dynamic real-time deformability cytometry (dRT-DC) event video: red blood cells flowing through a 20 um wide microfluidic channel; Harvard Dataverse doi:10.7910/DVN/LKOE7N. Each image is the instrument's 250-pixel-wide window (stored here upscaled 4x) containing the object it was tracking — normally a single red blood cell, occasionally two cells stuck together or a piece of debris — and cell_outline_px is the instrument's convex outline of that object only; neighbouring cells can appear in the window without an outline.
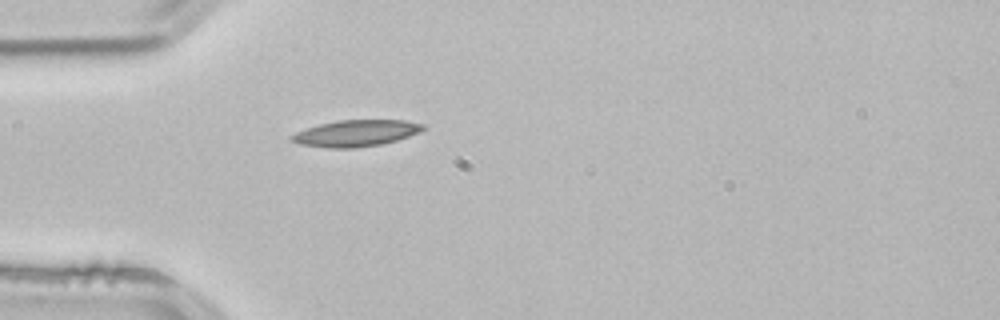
{"species": "common noctule bat (a hibernating species)", "species_latin": "Nyctalus noctula", "temperature_condition": "room temperature", "stored_images_in_passage": 3, "camera_frame_rate_fps": 3000, "um_per_image_px": 0.085, "animal": {"sex": "male", "body_mass_g": 21.5, "forearm_length_mm": 52.0}, "frame": {"image": 1, "passage_image": 3, "time_ms": 0.667, "image_size_px": [1000, 320], "cell_outline_px": [[424, 128], [420, 132], [396, 140], [380, 144], [356, 148], [328, 148], [300, 144], [288, 140], [288, 136], [296, 132], [320, 124], [336, 120], [404, 120], [424, 124]], "centroid_in_image_um": [30.21, 11.32], "position_along_channel_um": 54.8, "area_um2": 20.23}}